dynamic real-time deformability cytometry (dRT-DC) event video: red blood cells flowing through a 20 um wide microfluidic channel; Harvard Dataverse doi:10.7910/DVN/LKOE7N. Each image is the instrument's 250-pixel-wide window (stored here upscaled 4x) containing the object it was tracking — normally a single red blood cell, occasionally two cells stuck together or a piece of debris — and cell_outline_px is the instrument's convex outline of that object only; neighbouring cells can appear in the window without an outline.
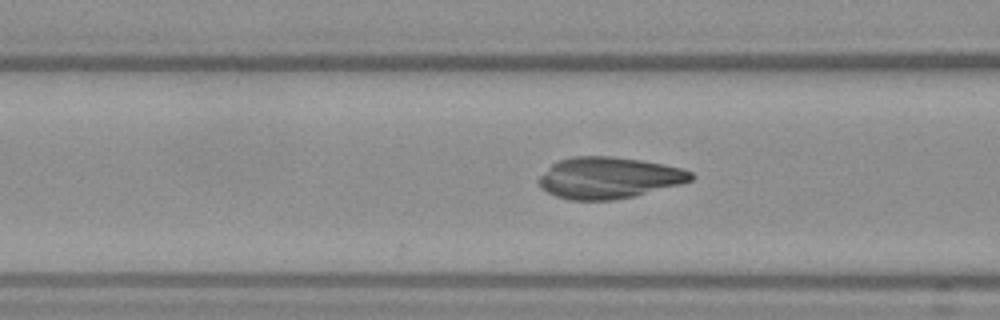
{"species": "Egyptian fruit bat (a non-hibernating species)", "species_latin": "Rousettus aegyptiacus", "temperature_condition": "warm", "stored_images_in_passage": 38, "camera_frame_rate_fps": 3000, "um_per_image_px": 0.085, "frame": {"image": 1, "passage_image": 21, "time_ms": 6.667, "image_size_px": [1000, 320], "cell_outline_px": [[696, 176], [692, 180], [680, 184], [616, 200], [572, 200], [556, 196], [540, 188], [536, 180], [552, 164], [560, 160], [572, 156], [612, 156], [640, 160], [664, 164], [684, 168], [692, 172]], "centroid_in_image_um": [51.74, 15.11], "position_along_channel_um": 114.9, "area_um2": 36.76}}
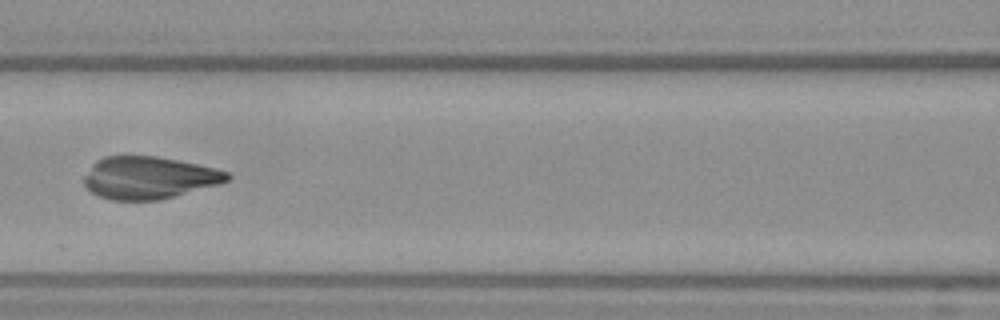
{"frame": {"image": 2, "passage_image": 24, "time_ms": 7.667, "image_size_px": [1000, 320], "cell_outline_px": [[232, 176], [228, 180], [220, 184], [160, 200], [112, 200], [100, 196], [92, 192], [84, 184], [84, 176], [92, 164], [96, 160], [104, 156], [156, 156], [216, 168], [228, 172]], "centroid_in_image_um": [12.66, 15.11], "position_along_channel_um": 153.9, "area_um2": 35.26}}
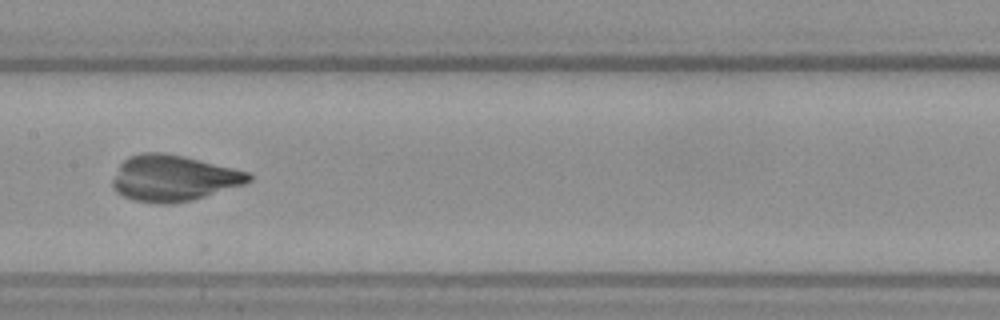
{"frame": {"image": 3, "passage_image": 27, "time_ms": 8.667, "image_size_px": [1000, 320], "cell_outline_px": [[252, 180], [244, 184], [192, 200], [176, 204], [156, 204], [132, 200], [116, 192], [112, 188], [112, 180], [120, 164], [128, 156], [140, 152], [164, 152], [184, 156], [248, 172], [252, 176]], "centroid_in_image_um": [14.7, 15.15], "position_along_channel_um": 192.7, "area_um2": 36.65}}